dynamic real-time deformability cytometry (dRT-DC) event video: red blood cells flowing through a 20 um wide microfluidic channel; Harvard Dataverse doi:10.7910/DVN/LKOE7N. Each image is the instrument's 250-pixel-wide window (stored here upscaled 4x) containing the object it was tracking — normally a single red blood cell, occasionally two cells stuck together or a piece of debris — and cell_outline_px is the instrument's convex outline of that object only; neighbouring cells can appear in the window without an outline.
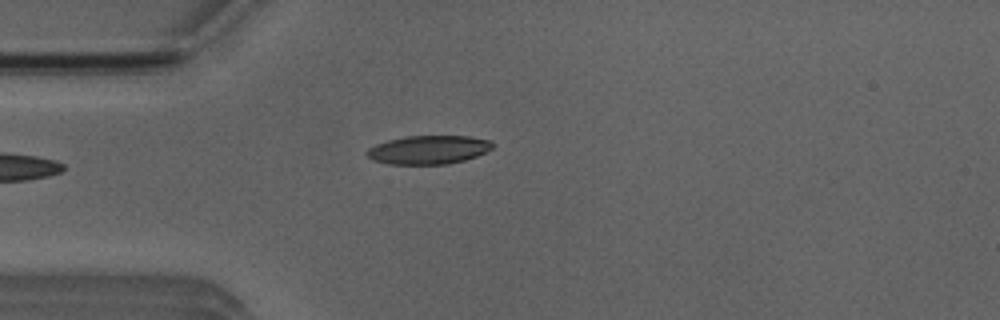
{"species": "Egyptian fruit bat (a non-hibernating species)", "species_latin": "Rousettus aegyptiacus", "temperature_condition": "room temperature", "stored_images_in_passage": 4, "camera_frame_rate_fps": 3000, "um_per_image_px": 0.085, "animal": {"sex": "male"}, "frame": {"image": 1, "passage_image": 4, "time_ms": 3.333, "image_size_px": [1000, 320], "cell_outline_px": [[492, 148], [476, 156], [464, 160], [448, 164], [388, 164], [372, 160], [364, 152], [368, 148], [376, 144], [388, 140], [408, 136], [468, 136], [488, 140], [492, 144]], "centroid_in_image_um": [36.37, 12.73], "position_along_channel_um": 48.6, "area_um2": 20.81}}